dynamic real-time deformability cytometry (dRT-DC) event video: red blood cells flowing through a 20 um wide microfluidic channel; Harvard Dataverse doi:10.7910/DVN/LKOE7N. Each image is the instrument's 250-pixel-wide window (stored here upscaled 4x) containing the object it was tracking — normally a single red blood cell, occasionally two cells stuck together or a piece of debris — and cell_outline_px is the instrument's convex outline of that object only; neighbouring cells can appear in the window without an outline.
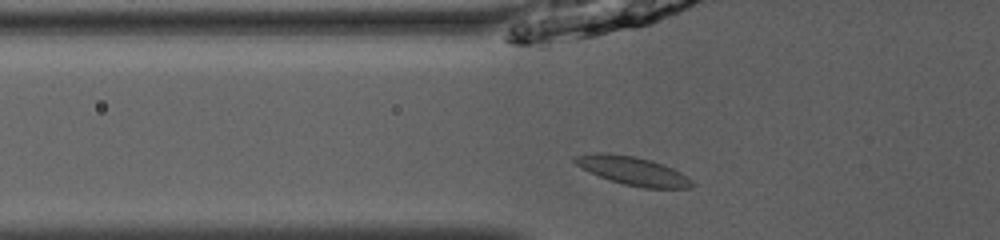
{"species": "common noctule bat (a hibernating species)", "species_latin": "Nyctalus noctula", "temperature_condition": "room temperature", "stored_images_in_passage": 43, "camera_frame_rate_fps": 3000, "um_per_image_px": 0.085, "animal": {"sex": "male", "body_mass_g": 13.0, "forearm_length_mm": 53.1}, "frame": {"image": 1, "passage_image": 10, "time_ms": 3.0, "image_size_px": [1000, 240], "cell_outline_px": [[692, 188], [640, 188], [624, 184], [588, 172], [576, 164], [572, 160], [572, 156], [592, 152], [604, 152], [632, 156], [652, 160], [664, 164], [688, 176], [692, 180]], "centroid_in_image_um": [53.76, 14.51], "position_along_channel_um": 72.0, "area_um2": 19.59}}
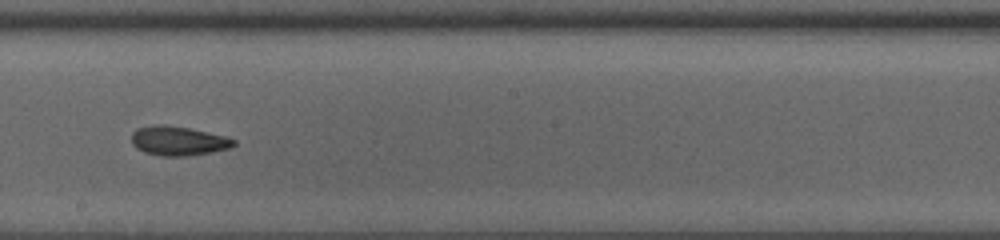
{"frame": {"image": 2, "passage_image": 22, "time_ms": 7.0, "image_size_px": [1000, 240], "cell_outline_px": [[236, 144], [228, 148], [212, 152], [184, 156], [160, 156], [144, 152], [136, 148], [132, 144], [132, 132], [136, 128], [156, 124], [164, 124], [188, 128], [228, 136], [236, 140]], "centroid_in_image_um": [15.14, 11.97], "position_along_channel_um": 233.1, "area_um2": 17.57}}
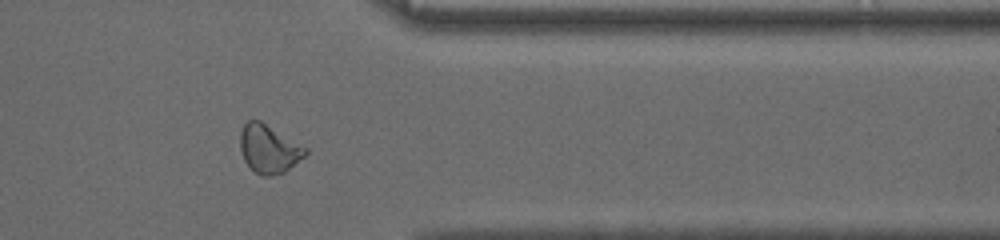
{"frame": {"image": 3, "passage_image": 34, "time_ms": 11.0, "image_size_px": [1000, 240], "cell_outline_px": [[308, 152], [304, 156], [284, 172], [268, 176], [264, 176], [256, 172], [244, 160], [240, 148], [240, 132], [244, 124], [248, 120], [260, 120], [308, 148]], "centroid_in_image_um": [22.85, 12.63], "position_along_channel_um": 388.6, "area_um2": 18.15}, "authors_computed_cell_mechanics": {"area_um2": 17.918, "velocity_mm_per_s": 4.018, "shape_relaxation_time_tau1_ms": 9.1132, "shape_relaxation_time_tau2_ms": 6.5264, "deformation_change_tau1": 0.199, "deformation_change_tau2": 0.1233}}